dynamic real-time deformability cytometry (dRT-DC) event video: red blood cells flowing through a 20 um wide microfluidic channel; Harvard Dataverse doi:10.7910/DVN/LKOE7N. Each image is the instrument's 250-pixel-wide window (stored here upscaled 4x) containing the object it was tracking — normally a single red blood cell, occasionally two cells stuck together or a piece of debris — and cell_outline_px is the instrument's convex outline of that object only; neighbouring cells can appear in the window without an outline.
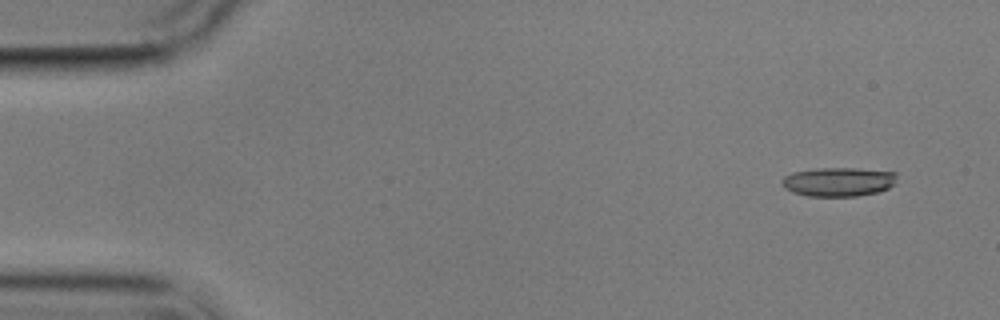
{"species": "common noctule bat (a hibernating species)", "species_latin": "Nyctalus noctula", "temperature_condition": "cold", "stored_images_in_passage": 4, "segment_of_instrument_passage": [2, 2], "camera_frame_rate_fps": 3000, "um_per_image_px": 0.085, "animal": {"sex": "male", "body_mass_g": 17.9}, "frame": {"image": 1, "passage_image": 4, "time_ms": 3.667, "image_size_px": [1000, 320], "cell_outline_px": [[896, 184], [880, 192], [856, 196], [808, 196], [792, 192], [784, 188], [780, 180], [784, 176], [792, 172], [816, 168], [856, 168], [896, 172]], "centroid_in_image_um": [71.27, 15.45], "position_along_channel_um": 13.7, "area_um2": 19.71}}